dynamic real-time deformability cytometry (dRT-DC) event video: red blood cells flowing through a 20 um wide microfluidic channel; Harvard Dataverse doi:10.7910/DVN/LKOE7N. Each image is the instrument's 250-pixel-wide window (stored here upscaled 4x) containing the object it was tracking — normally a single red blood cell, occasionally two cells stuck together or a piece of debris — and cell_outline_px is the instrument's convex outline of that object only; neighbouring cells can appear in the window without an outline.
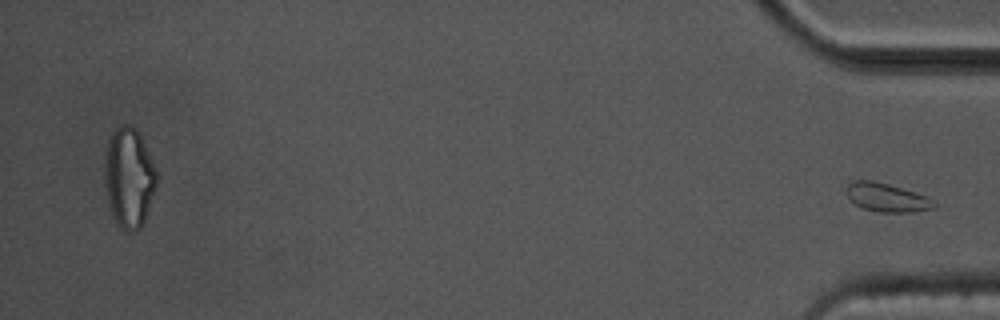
{"species": "common noctule bat (a hibernating species)", "species_latin": "Nyctalus noctula", "temperature_condition": "cold", "stored_images_in_passage": 57, "segment_of_instrument_passage": [2, 2], "camera_frame_rate_fps": 3000, "um_per_image_px": 0.085, "animal": {"sex": "male", "body_mass_g": 17.5, "forearm_length_mm": 52.3}, "frame": {"image": 1, "passage_image": 57, "time_ms": 18.667, "image_size_px": [1000, 320], "cell_outline_px": [[936, 204], [932, 208], [912, 212], [880, 212], [860, 208], [848, 196], [848, 184], [852, 180], [872, 180], [888, 184], [928, 196], [936, 200]], "centroid_in_image_um": [75.41, 16.79], "position_along_channel_um": 359.8, "area_um2": 14.51}}